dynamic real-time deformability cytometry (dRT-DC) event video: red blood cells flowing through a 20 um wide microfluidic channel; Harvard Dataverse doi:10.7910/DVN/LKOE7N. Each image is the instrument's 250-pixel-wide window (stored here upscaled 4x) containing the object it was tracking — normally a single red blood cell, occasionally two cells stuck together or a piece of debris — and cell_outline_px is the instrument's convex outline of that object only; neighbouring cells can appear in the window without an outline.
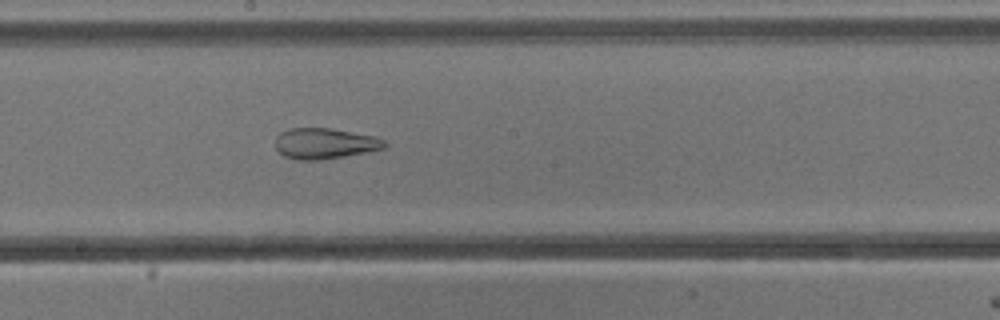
{"species": "common noctule bat (a hibernating species)", "species_latin": "Nyctalus noctula", "temperature_condition": "cold", "stored_images_in_passage": 53, "camera_frame_rate_fps": 3000, "um_per_image_px": 0.085, "animal": {"sex": "male", "body_mass_g": 13.3}, "frame": {"image": 1, "passage_image": 29, "time_ms": 9.333, "image_size_px": [1000, 320], "cell_outline_px": [[388, 144], [384, 148], [344, 156], [320, 160], [296, 160], [284, 156], [276, 148], [276, 136], [280, 132], [288, 128], [328, 128], [376, 136], [384, 140]], "centroid_in_image_um": [27.58, 12.19], "position_along_channel_um": 220.6, "area_um2": 19.54}}
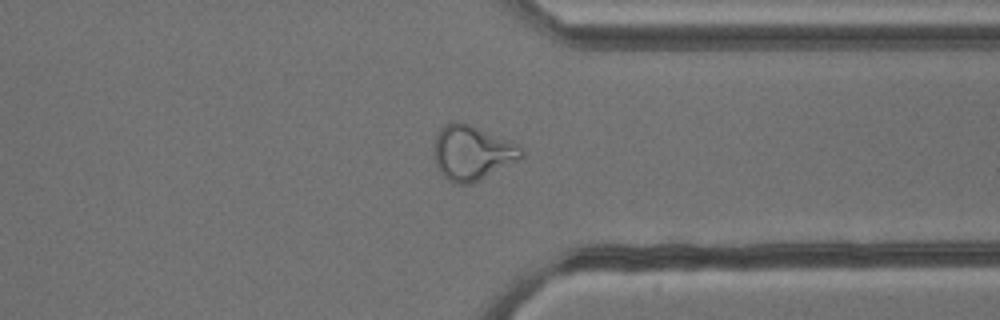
{"frame": {"image": 2, "passage_image": 41, "time_ms": 13.333, "image_size_px": [1000, 320], "cell_outline_px": [[524, 156], [520, 160], [472, 184], [456, 184], [448, 180], [440, 172], [436, 164], [432, 152], [436, 136], [440, 128], [444, 124], [456, 120], [468, 124], [508, 140], [516, 144], [524, 152]], "centroid_in_image_um": [40.1, 13.0], "position_along_channel_um": 371.3, "area_um2": 27.92}}
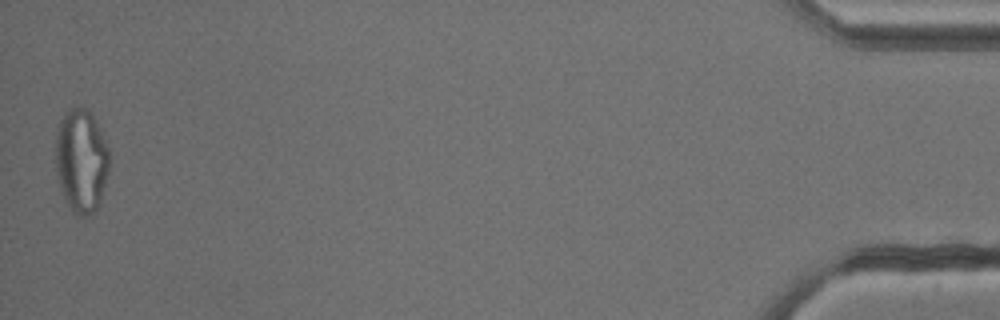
{"frame": {"image": 3, "passage_image": 53, "time_ms": 17.333, "image_size_px": [1000, 320], "cell_outline_px": [[108, 172], [100, 200], [96, 208], [88, 216], [76, 216], [72, 212], [60, 188], [56, 172], [56, 132], [60, 120], [64, 112], [68, 108], [88, 108], [92, 112], [108, 148]], "centroid_in_image_um": [6.89, 13.63], "position_along_channel_um": 428.3, "area_um2": 32.37}, "authors_computed_cell_mechanics": {"area_um2": 28.7266, "velocity_mm_per_s": 3.8234, "shape_relaxation_time_tau1_ms": null, "shape_relaxation_time_tau2_ms": 1.9263, "deformation_change_tau1": null, "deformation_change_tau2": 0.1114}}